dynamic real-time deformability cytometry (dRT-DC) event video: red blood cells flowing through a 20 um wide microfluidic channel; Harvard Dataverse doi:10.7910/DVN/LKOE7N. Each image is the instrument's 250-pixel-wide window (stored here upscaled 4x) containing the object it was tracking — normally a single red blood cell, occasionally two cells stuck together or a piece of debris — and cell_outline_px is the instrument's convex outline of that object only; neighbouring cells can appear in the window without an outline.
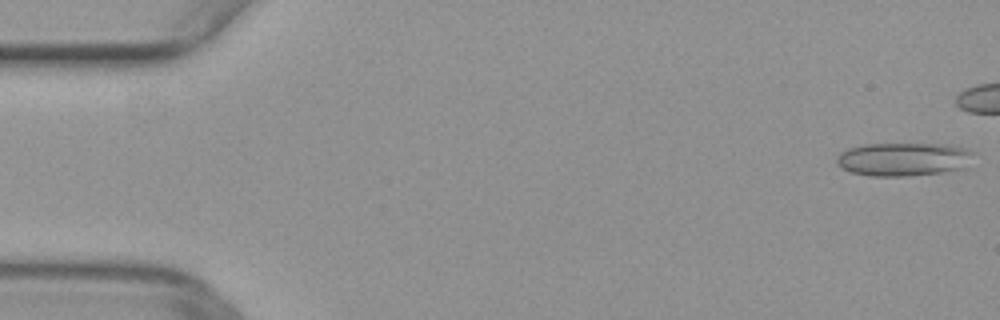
{"species": "common noctule bat (a hibernating species)", "species_latin": "Nyctalus noctula", "temperature_condition": "warm", "stored_images_in_passage": 25, "camera_frame_rate_fps": 3000, "um_per_image_px": 0.085, "animal": {"sex": "female", "body_mass_g": 29.2, "forearm_length_mm": 56.3}, "frame": {"image": 1, "passage_image": 1, "time_ms": 0.0, "image_size_px": [1000, 320], "cell_outline_px": [[976, 152], [964, 168], [940, 172], [908, 176], [868, 176], [852, 172], [836, 164], [836, 160], [840, 152], [848, 148], [864, 144], [952, 144], [968, 148]], "centroid_in_image_um": [76.82, 13.52], "position_along_channel_um": 8.2, "area_um2": 26.82}}
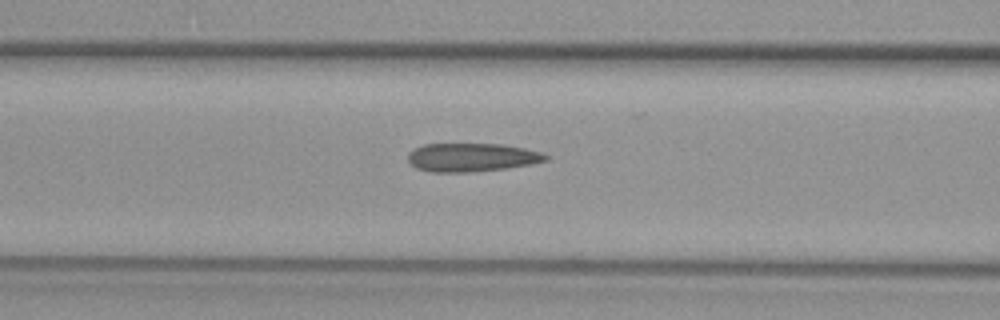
{"frame": {"image": 2, "passage_image": 20, "time_ms": 6.333, "image_size_px": [1000, 320], "cell_outline_px": [[548, 160], [532, 164], [504, 168], [472, 172], [432, 172], [416, 168], [408, 160], [408, 152], [424, 144], [504, 144], [544, 152], [548, 156]], "centroid_in_image_um": [40.12, 13.37], "position_along_channel_um": 126.5, "area_um2": 22.89}}
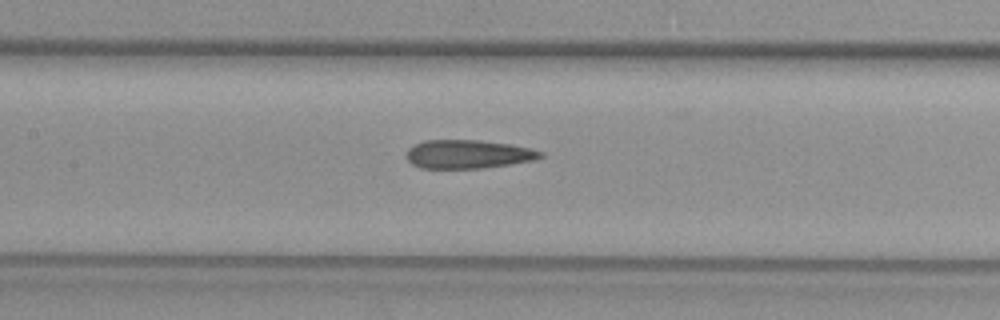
{"frame": {"image": 3, "passage_image": 23, "time_ms": 7.333, "image_size_px": [1000, 320], "cell_outline_px": [[544, 156], [536, 160], [484, 168], [420, 168], [412, 164], [408, 160], [408, 148], [424, 140], [480, 140], [512, 144], [544, 152]], "centroid_in_image_um": [39.83, 13.1], "position_along_channel_um": 167.6, "area_um2": 22.37}}